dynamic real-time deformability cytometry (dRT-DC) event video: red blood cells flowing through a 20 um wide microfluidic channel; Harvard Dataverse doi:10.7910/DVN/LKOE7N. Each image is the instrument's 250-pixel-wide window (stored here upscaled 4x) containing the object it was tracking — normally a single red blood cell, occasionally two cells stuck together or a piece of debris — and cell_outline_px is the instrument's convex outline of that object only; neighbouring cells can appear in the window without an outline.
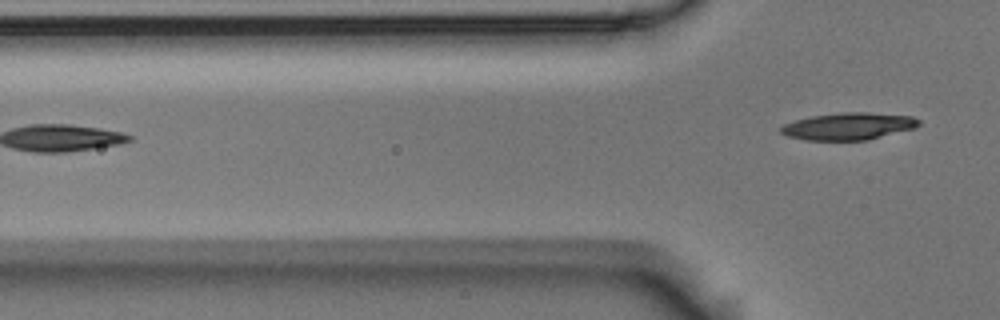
{"species": "Egyptian fruit bat (a non-hibernating species)", "species_latin": "Rousettus aegyptiacus", "temperature_condition": "room temperature", "stored_images_in_passage": 4, "camera_frame_rate_fps": 3000, "um_per_image_px": 0.085, "animal": {"sex": "male"}, "frame": {"image": 1, "passage_image": 4, "time_ms": 1.0, "image_size_px": [1000, 320], "cell_outline_px": [[920, 124], [916, 128], [868, 140], [808, 140], [788, 136], [780, 132], [780, 128], [784, 124], [796, 120], [812, 116], [840, 112], [864, 112], [912, 116], [920, 120]], "centroid_in_image_um": [72.16, 10.73], "position_along_channel_um": 53.6, "area_um2": 21.79}}